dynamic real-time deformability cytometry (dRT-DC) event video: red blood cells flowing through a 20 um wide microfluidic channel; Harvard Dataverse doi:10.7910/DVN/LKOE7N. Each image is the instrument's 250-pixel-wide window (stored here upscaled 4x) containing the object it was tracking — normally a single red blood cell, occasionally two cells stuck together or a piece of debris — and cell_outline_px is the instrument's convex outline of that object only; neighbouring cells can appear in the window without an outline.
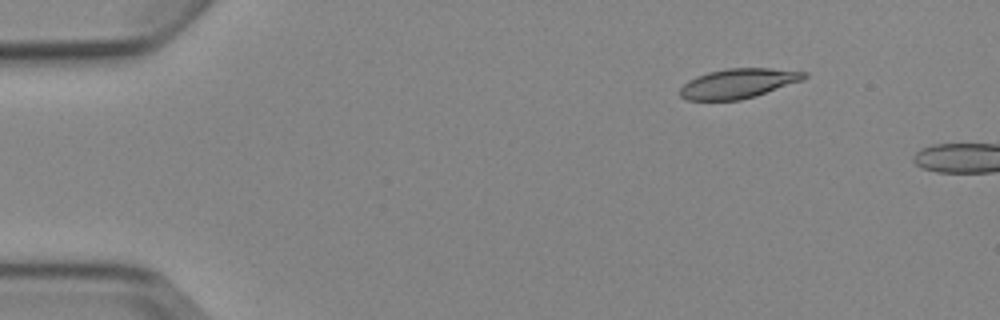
{"species": "Egyptian fruit bat (a non-hibernating species)", "species_latin": "Rousettus aegyptiacus", "temperature_condition": "cold", "stored_images_in_passage": 3, "camera_frame_rate_fps": 3000, "um_per_image_px": 0.085, "animal": {"sex": "female"}, "frame": {"image": 1, "passage_image": 2, "time_ms": 1.333, "image_size_px": [1000, 320], "cell_outline_px": [[808, 76], [804, 80], [756, 96], [740, 100], [688, 100], [680, 96], [680, 88], [688, 80], [696, 76], [708, 72], [728, 68], [772, 68], [808, 72]], "centroid_in_image_um": [62.78, 7.08], "position_along_channel_um": 22.2, "area_um2": 21.62}}